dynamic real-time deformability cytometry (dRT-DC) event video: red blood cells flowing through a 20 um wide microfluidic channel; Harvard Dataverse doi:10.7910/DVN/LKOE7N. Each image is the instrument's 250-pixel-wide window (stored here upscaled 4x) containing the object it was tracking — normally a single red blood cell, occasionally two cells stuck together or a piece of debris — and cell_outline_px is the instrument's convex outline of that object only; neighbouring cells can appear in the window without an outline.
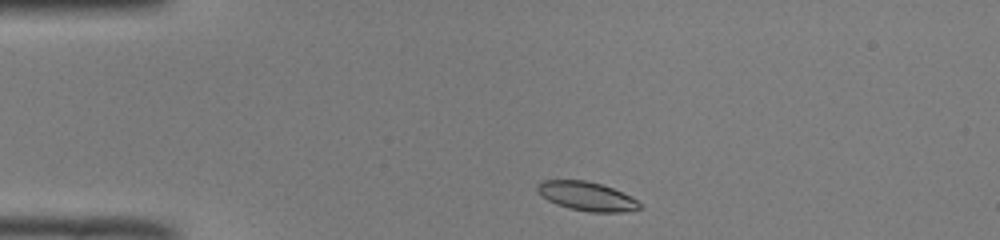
{"species": "common noctule bat (a hibernating species)", "species_latin": "Nyctalus noctula", "temperature_condition": "room temperature", "stored_images_in_passage": 41, "camera_frame_rate_fps": 3000, "um_per_image_px": 0.085, "animal": {"sex": "male", "body_mass_g": 19.0, "forearm_length_mm": 50.8}, "frame": {"image": 1, "passage_image": 1, "time_ms": 0.0, "image_size_px": [1000, 240], "cell_outline_px": [[644, 208], [624, 212], [588, 212], [568, 208], [556, 204], [540, 196], [536, 192], [536, 184], [540, 180], [584, 180], [600, 184], [612, 188], [636, 200]], "centroid_in_image_um": [49.8, 16.68], "position_along_channel_um": 35.2, "area_um2": 17.34}}
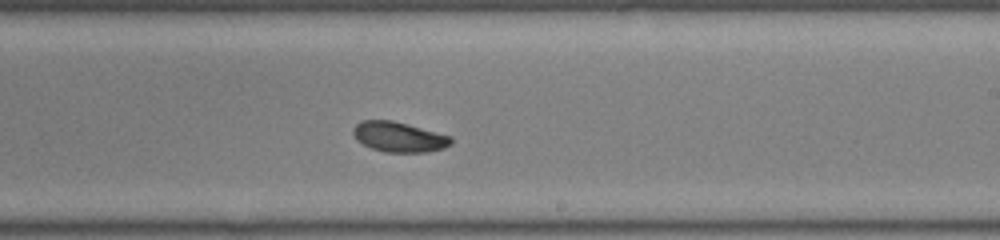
{"frame": {"image": 2, "passage_image": 21, "time_ms": 6.667, "image_size_px": [1000, 240], "cell_outline_px": [[452, 144], [444, 148], [428, 152], [384, 152], [372, 148], [356, 140], [352, 132], [352, 128], [360, 120], [392, 120], [408, 124], [452, 136]], "centroid_in_image_um": [33.91, 11.63], "position_along_channel_um": 255.1, "area_um2": 17.34}}
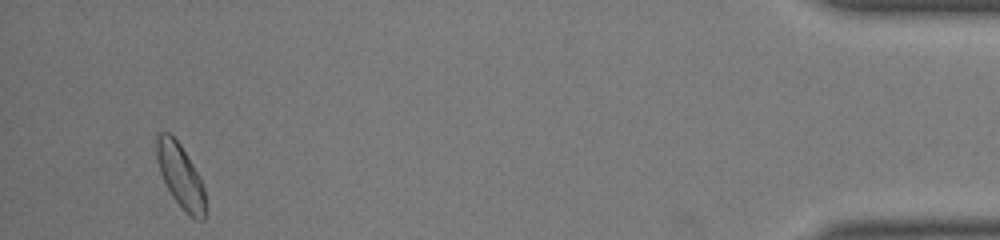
{"frame": {"image": 3, "passage_image": 39, "time_ms": 12.667, "image_size_px": [1000, 240], "cell_outline_px": [[208, 204], [204, 220], [196, 220], [188, 216], [184, 212], [172, 196], [160, 172], [156, 156], [156, 132], [168, 132], [180, 144], [200, 176], [204, 188]], "centroid_in_image_um": [15.38, 15.01], "position_along_channel_um": 419.8, "area_um2": 18.55}, "authors_computed_cell_mechanics": {"area_um2": 17.4556, "velocity_mm_per_s": 3.9525, "shape_relaxation_time_tau1_ms": 2.1298, "shape_relaxation_time_tau2_ms": null, "deformation_change_tau1": 0.1102, "deformation_change_tau2": null}}